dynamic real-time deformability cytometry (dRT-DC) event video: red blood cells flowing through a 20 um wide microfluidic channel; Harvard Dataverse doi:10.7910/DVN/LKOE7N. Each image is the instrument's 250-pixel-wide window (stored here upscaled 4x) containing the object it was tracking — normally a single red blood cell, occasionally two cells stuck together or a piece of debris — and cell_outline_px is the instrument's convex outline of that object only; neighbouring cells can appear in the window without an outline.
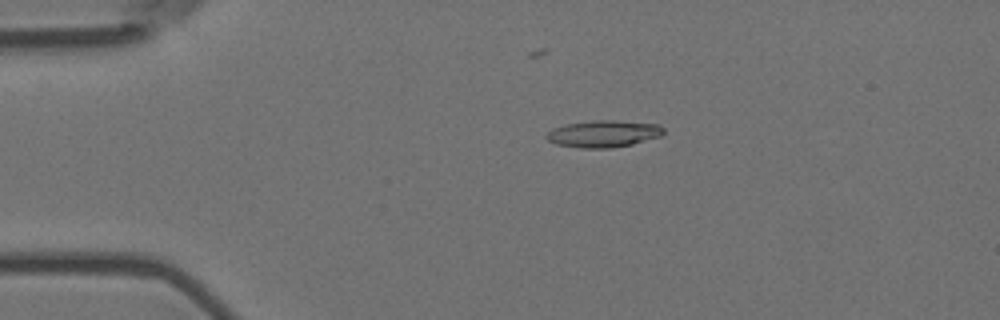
{"species": "Egyptian fruit bat (a non-hibernating species)", "species_latin": "Rousettus aegyptiacus", "temperature_condition": "room temperature", "stored_images_in_passage": 6, "camera_frame_rate_fps": 3000, "um_per_image_px": 0.085, "animal": {"sex": "female"}, "frame": {"image": 1, "passage_image": 3, "time_ms": 0.667, "image_size_px": [1000, 320], "cell_outline_px": [[664, 132], [660, 136], [632, 144], [612, 148], [580, 148], [556, 144], [548, 140], [544, 136], [552, 128], [568, 124], [596, 120], [612, 120], [660, 124], [664, 128]], "centroid_in_image_um": [51.3, 11.37], "position_along_channel_um": 33.7, "area_um2": 18.32}}
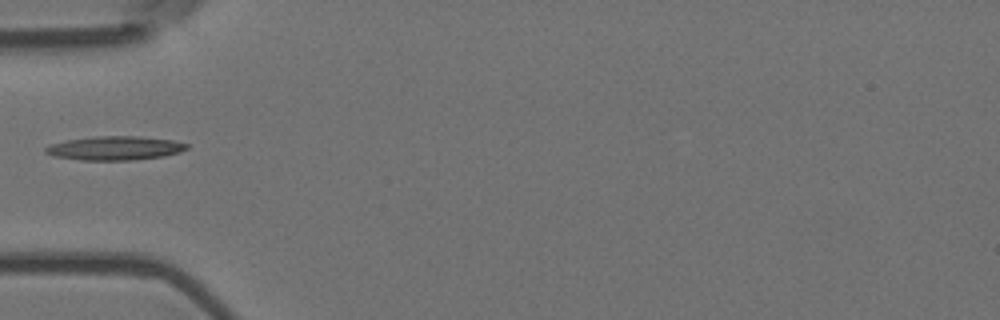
{"frame": {"image": 2, "passage_image": 5, "time_ms": 1.333, "image_size_px": [1000, 320], "cell_outline_px": [[188, 148], [180, 152], [164, 156], [136, 160], [80, 160], [52, 156], [44, 152], [44, 148], [52, 144], [68, 140], [96, 136], [136, 136], [172, 140], [188, 144]], "centroid_in_image_um": [9.76, 12.6], "position_along_channel_um": 75.2, "area_um2": 19.65}}
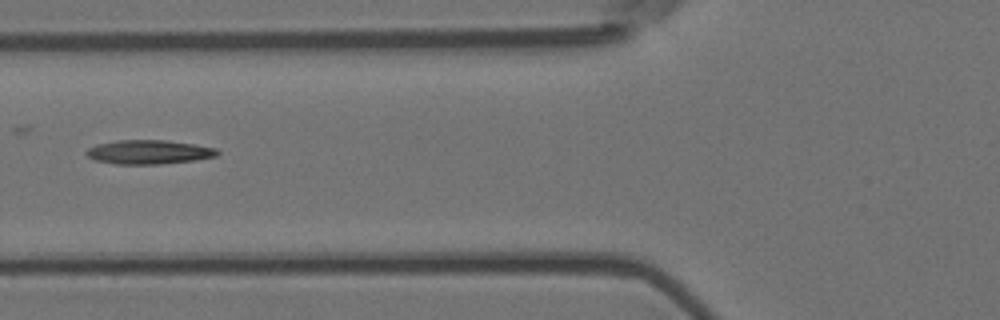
{"frame": {"image": 3, "passage_image": 6, "time_ms": 1.667, "image_size_px": [1000, 320], "cell_outline_px": [[220, 152], [216, 156], [196, 160], [160, 164], [116, 164], [96, 160], [88, 156], [84, 152], [88, 148], [96, 144], [116, 140], [164, 140], [196, 144], [216, 148]], "centroid_in_image_um": [12.66, 12.92], "position_along_channel_um": 113.1, "area_um2": 18.44}}